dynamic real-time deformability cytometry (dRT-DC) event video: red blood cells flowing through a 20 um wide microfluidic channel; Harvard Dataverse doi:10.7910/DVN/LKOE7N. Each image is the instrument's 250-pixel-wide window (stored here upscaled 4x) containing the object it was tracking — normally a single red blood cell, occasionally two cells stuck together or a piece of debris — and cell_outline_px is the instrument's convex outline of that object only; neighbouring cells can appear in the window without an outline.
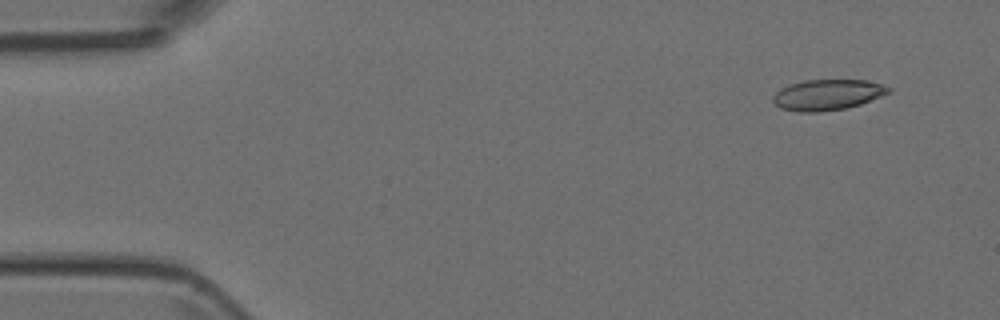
{"species": "Egyptian fruit bat (a non-hibernating species)", "species_latin": "Rousettus aegyptiacus", "temperature_condition": "room temperature", "stored_images_in_passage": 40, "camera_frame_rate_fps": 3000, "um_per_image_px": 0.085, "animal": {"sex": "female"}, "frame": {"image": 1, "passage_image": 2, "time_ms": 0.333, "image_size_px": [1000, 320], "cell_outline_px": [[892, 92], [860, 104], [844, 108], [816, 112], [800, 112], [780, 108], [772, 100], [772, 96], [780, 88], [788, 84], [804, 80], [864, 80], [884, 84], [892, 88]], "centroid_in_image_um": [70.34, 8.04], "position_along_channel_um": 14.7, "area_um2": 20.75}}
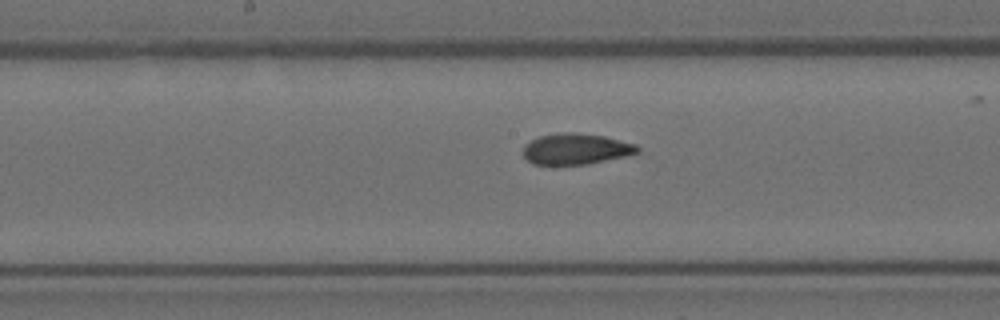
{"frame": {"image": 2, "passage_image": 24, "time_ms": 7.667, "image_size_px": [1000, 320], "cell_outline_px": [[640, 152], [628, 156], [588, 164], [532, 164], [524, 156], [524, 144], [540, 136], [560, 132], [576, 132], [604, 136], [636, 144], [640, 148]], "centroid_in_image_um": [48.99, 12.65], "position_along_channel_um": 199.2, "area_um2": 20.69}}
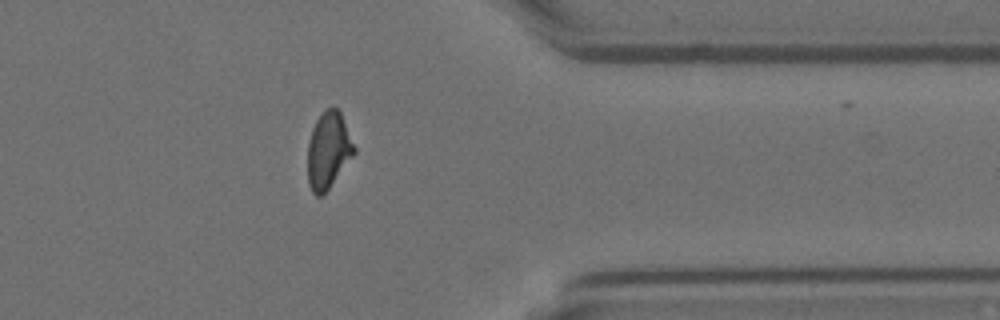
{"frame": {"image": 3, "passage_image": 39, "time_ms": 12.667, "image_size_px": [1000, 320], "cell_outline_px": [[356, 152], [328, 188], [320, 196], [316, 196], [312, 192], [308, 184], [308, 144], [312, 128], [316, 120], [332, 104], [340, 112], [356, 148]], "centroid_in_image_um": [27.9, 12.77], "position_along_channel_um": 383.5, "area_um2": 20.46}}